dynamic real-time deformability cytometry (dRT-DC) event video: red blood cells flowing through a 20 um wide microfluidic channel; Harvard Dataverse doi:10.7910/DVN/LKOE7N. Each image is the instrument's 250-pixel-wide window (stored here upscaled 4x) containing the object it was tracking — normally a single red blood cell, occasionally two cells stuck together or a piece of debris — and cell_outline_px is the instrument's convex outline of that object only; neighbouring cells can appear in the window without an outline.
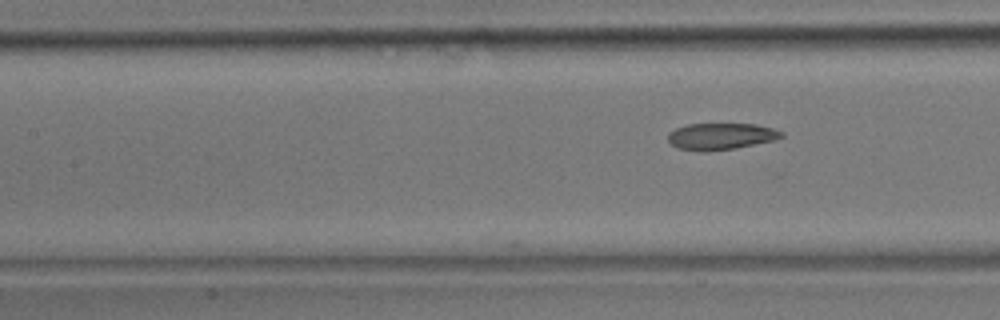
{"species": "common noctule bat (a hibernating species)", "species_latin": "Nyctalus noctula", "temperature_condition": "room temperature", "stored_images_in_passage": 12, "camera_frame_rate_fps": 3000, "um_per_image_px": 0.085, "animal": {"sex": "male", "body_mass_g": 17.9}, "frame": {"image": 1, "passage_image": 12, "time_ms": 3.667, "image_size_px": [1000, 320], "cell_outline_px": [[784, 136], [776, 140], [736, 148], [708, 152], [700, 152], [676, 148], [668, 140], [668, 132], [676, 128], [688, 124], [756, 124], [772, 128], [784, 132]], "centroid_in_image_um": [61.28, 11.6], "position_along_channel_um": 146.1, "area_um2": 17.86}}